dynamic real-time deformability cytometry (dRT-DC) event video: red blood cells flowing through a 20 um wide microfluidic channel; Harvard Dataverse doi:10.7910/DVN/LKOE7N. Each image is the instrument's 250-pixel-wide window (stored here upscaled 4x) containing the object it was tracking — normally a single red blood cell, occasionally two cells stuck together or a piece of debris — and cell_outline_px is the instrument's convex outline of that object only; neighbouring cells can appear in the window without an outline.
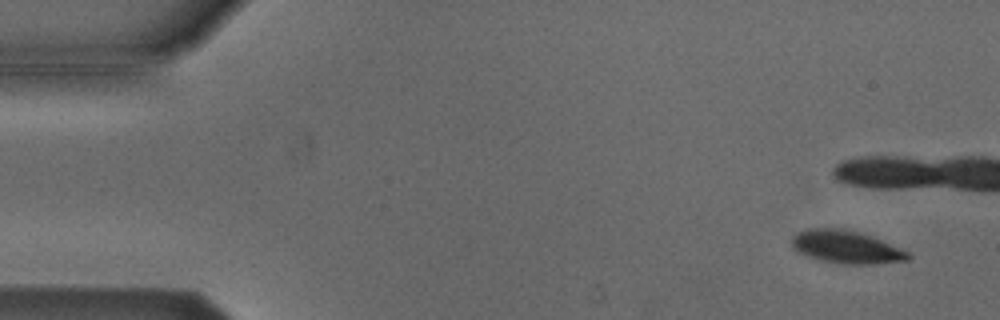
{"species": "Egyptian fruit bat (a non-hibernating species)", "species_latin": "Rousettus aegyptiacus", "temperature_condition": "cold", "stored_images_in_passage": 13, "camera_frame_rate_fps": 3000, "um_per_image_px": 0.085, "animal": {"sex": "male"}, "frame": {"image": 1, "passage_image": 1, "time_ms": 0.0, "image_size_px": [1000, 320], "cell_outline_px": [[912, 256], [908, 260], [876, 264], [840, 264], [820, 260], [804, 256], [796, 252], [792, 248], [792, 236], [796, 232], [808, 228], [844, 228], [860, 232], [872, 236], [908, 252]], "centroid_in_image_um": [71.87, 20.99], "position_along_channel_um": 13.1, "area_um2": 22.6}}